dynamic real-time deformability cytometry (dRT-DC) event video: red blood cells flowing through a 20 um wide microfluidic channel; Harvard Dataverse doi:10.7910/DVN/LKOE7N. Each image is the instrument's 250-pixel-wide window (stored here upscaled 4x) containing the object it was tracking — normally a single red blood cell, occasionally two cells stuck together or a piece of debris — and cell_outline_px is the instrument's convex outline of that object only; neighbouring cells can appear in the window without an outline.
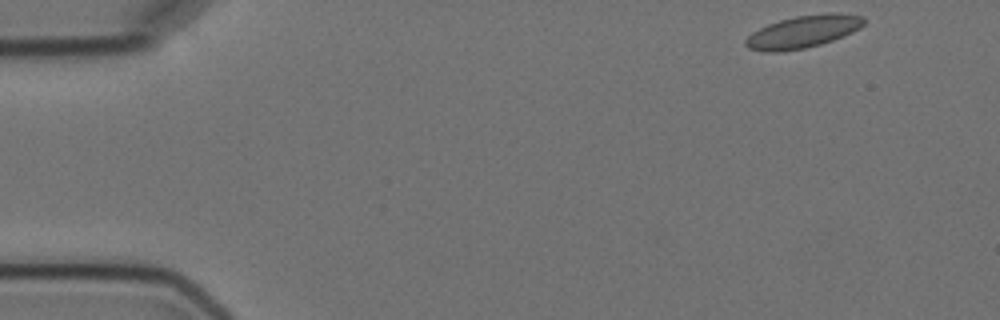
{"species": "Egyptian fruit bat (a non-hibernating species)", "species_latin": "Rousettus aegyptiacus", "temperature_condition": "cold", "stored_images_in_passage": 5, "camera_frame_rate_fps": 3000, "um_per_image_px": 0.085, "animal": {"sex": "female"}, "frame": {"image": 1, "passage_image": 1, "time_ms": 0.0, "image_size_px": [1000, 320], "cell_outline_px": [[864, 24], [860, 28], [844, 36], [820, 44], [804, 48], [780, 52], [764, 52], [748, 48], [744, 44], [744, 40], [752, 32], [768, 24], [780, 20], [796, 16], [832, 12], [840, 12], [864, 16]], "centroid_in_image_um": [68.26, 2.69], "position_along_channel_um": 16.7, "area_um2": 22.43}}
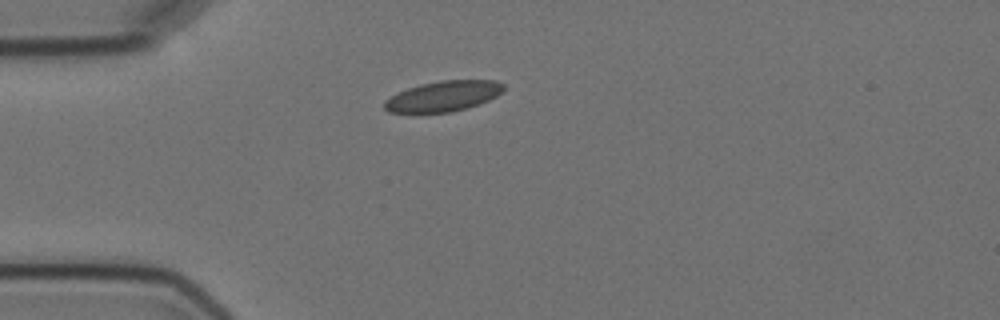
{"frame": {"image": 2, "passage_image": 4, "time_ms": 3.333, "image_size_px": [1000, 320], "cell_outline_px": [[504, 92], [480, 104], [468, 108], [452, 112], [388, 112], [384, 108], [384, 100], [408, 88], [420, 84], [440, 80], [496, 80], [504, 84]], "centroid_in_image_um": [37.73, 8.17], "position_along_channel_um": 47.3, "area_um2": 21.15}}